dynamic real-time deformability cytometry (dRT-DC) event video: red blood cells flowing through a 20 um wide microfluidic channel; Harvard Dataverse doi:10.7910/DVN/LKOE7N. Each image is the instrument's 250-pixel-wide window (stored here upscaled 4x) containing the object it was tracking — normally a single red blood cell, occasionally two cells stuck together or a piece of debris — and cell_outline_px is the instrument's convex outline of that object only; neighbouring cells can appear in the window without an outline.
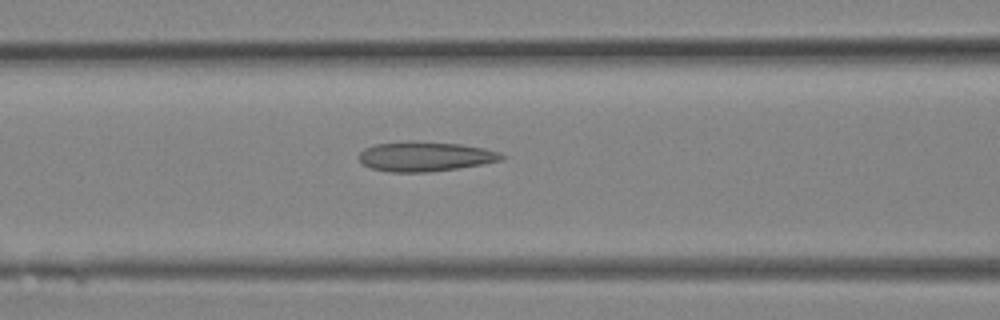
{"species": "Egyptian fruit bat (a non-hibernating species)", "species_latin": "Rousettus aegyptiacus", "temperature_condition": "room temperature", "stored_images_in_passage": 20, "camera_frame_rate_fps": 3000, "um_per_image_px": 0.085, "animal": {"sex": "female"}, "frame": {"image": 1, "passage_image": 11, "time_ms": 3.333, "image_size_px": [1000, 320], "cell_outline_px": [[508, 156], [500, 160], [484, 164], [428, 172], [388, 172], [368, 168], [360, 160], [360, 152], [364, 148], [376, 144], [408, 140], [412, 140], [460, 144], [484, 148], [500, 152]], "centroid_in_image_um": [36.13, 13.29], "position_along_channel_um": 130.5, "area_um2": 24.91}}
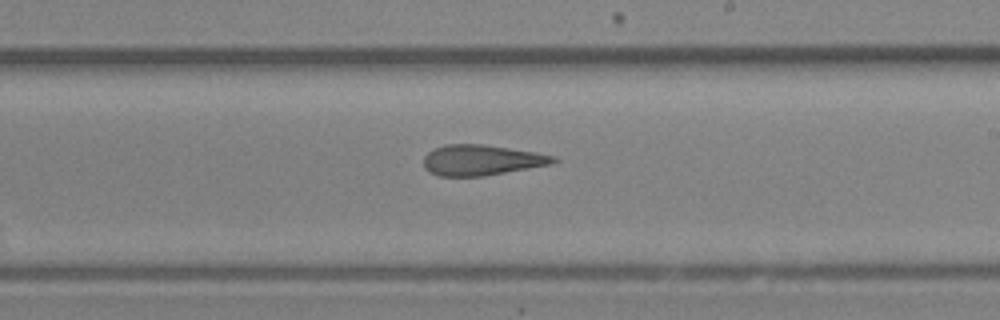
{"frame": {"image": 2, "passage_image": 16, "time_ms": 5.0, "image_size_px": [1000, 320], "cell_outline_px": [[560, 160], [552, 164], [484, 176], [440, 176], [428, 172], [424, 168], [424, 156], [428, 152], [444, 144], [480, 144], [536, 152], [556, 156]], "centroid_in_image_um": [40.94, 13.61], "position_along_channel_um": 248.1, "area_um2": 23.12}}
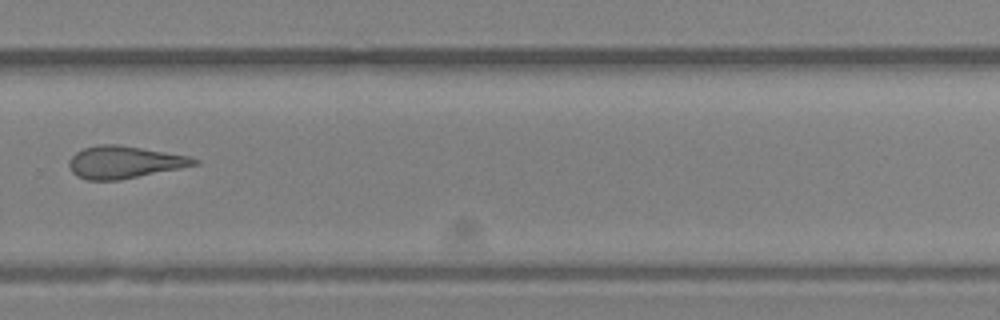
{"frame": {"image": 3, "passage_image": 19, "time_ms": 6.0, "image_size_px": [1000, 320], "cell_outline_px": [[200, 164], [120, 180], [88, 180], [76, 176], [72, 172], [68, 164], [68, 160], [76, 152], [84, 148], [100, 144], [116, 144], [188, 156], [200, 160]], "centroid_in_image_um": [10.54, 13.79], "position_along_channel_um": 319.3, "area_um2": 23.41}}